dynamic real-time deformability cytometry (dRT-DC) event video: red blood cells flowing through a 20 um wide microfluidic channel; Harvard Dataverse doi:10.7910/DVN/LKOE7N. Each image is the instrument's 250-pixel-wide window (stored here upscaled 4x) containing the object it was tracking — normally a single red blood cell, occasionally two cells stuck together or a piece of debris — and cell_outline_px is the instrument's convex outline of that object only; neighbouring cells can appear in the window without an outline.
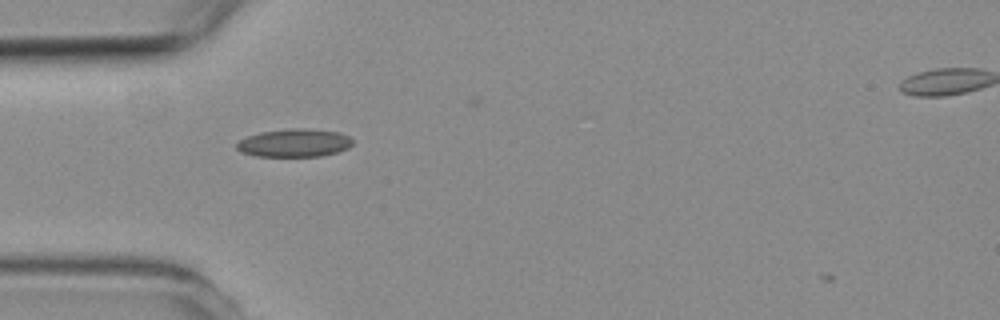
{"species": "common noctule bat (a hibernating species)", "species_latin": "Nyctalus noctula", "temperature_condition": "room temperature", "stored_images_in_passage": 4, "camera_frame_rate_fps": 3000, "um_per_image_px": 0.085, "animal": {"sex": "female", "body_mass_g": 19.3, "forearm_length_mm": 54.1}, "frame": {"image": 1, "passage_image": 2, "time_ms": 1.0, "image_size_px": [1000, 320], "cell_outline_px": [[352, 144], [348, 148], [336, 152], [320, 156], [256, 156], [240, 152], [236, 148], [236, 144], [240, 140], [248, 136], [260, 132], [292, 128], [304, 128], [340, 132], [348, 136], [352, 140]], "centroid_in_image_um": [25.0, 12.14], "position_along_channel_um": 60.0, "area_um2": 18.9}}
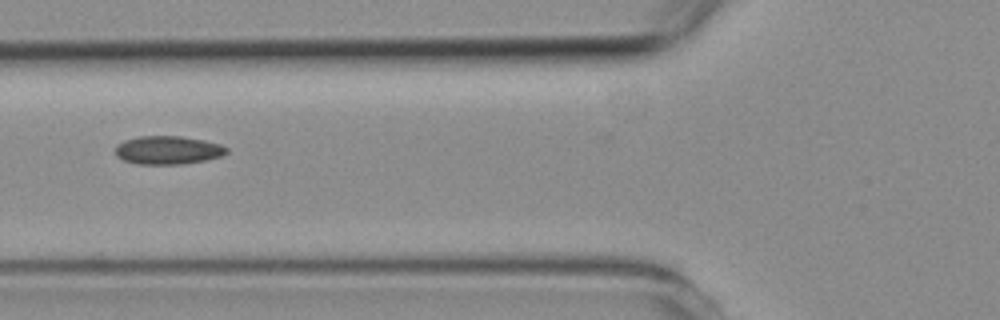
{"frame": {"image": 2, "passage_image": 3, "time_ms": 2.333, "image_size_px": [1000, 320], "cell_outline_px": [[228, 152], [220, 156], [204, 160], [184, 164], [140, 164], [124, 160], [116, 156], [116, 144], [124, 140], [140, 136], [180, 136], [204, 140], [220, 144], [228, 148]], "centroid_in_image_um": [14.26, 12.75], "position_along_channel_um": 111.5, "area_um2": 18.32}}
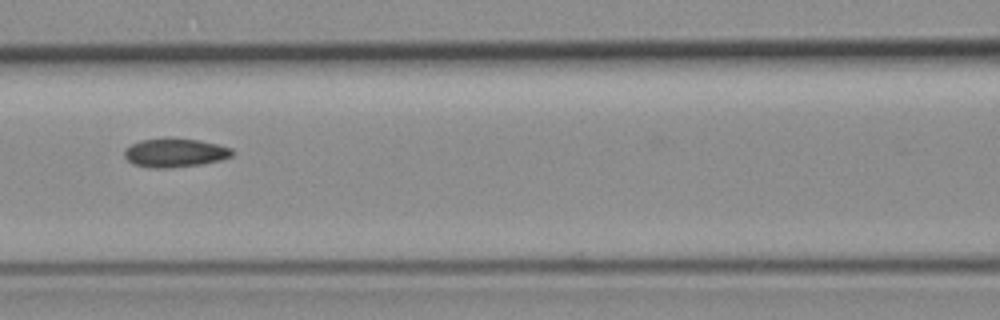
{"frame": {"image": 3, "passage_image": 4, "time_ms": 3.333, "image_size_px": [1000, 320], "cell_outline_px": [[236, 152], [232, 156], [220, 160], [200, 164], [168, 168], [148, 168], [132, 164], [124, 156], [124, 148], [140, 140], [168, 136], [200, 140], [232, 148]], "centroid_in_image_um": [14.85, 12.96], "position_along_channel_um": 151.8, "area_um2": 18.55}}